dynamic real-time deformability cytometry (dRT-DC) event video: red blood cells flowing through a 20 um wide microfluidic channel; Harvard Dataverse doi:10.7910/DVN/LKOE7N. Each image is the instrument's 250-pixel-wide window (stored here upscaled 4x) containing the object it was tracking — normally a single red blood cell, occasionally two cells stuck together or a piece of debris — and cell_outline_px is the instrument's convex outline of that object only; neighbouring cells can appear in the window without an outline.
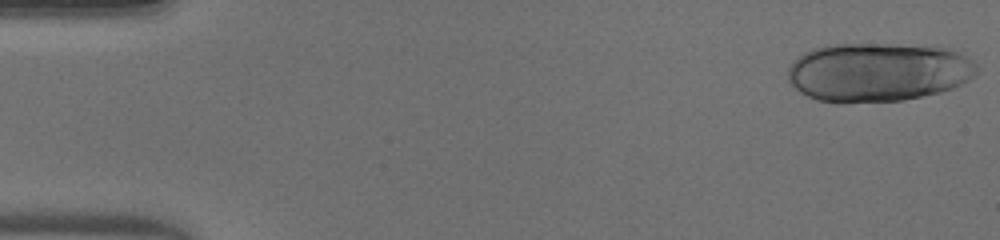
{"species": "human", "species_latin": "Homo sapiens", "temperature_condition": "warm", "stored_images_in_passage": 48, "camera_frame_rate_fps": 3000, "um_per_image_px": 0.085, "donor": {"sex": "male"}, "frame": {"image": 1, "passage_image": 1, "time_ms": 0.0, "image_size_px": [1000, 240], "cell_outline_px": [[976, 76], [952, 88], [940, 92], [904, 100], [836, 104], [816, 100], [800, 92], [788, 80], [788, 68], [804, 52], [812, 48], [828, 44], [888, 44], [944, 48], [956, 52], [964, 56], [976, 64]], "centroid_in_image_um": [74.58, 6.15], "position_along_channel_um": 10.4, "area_um2": 64.91}}
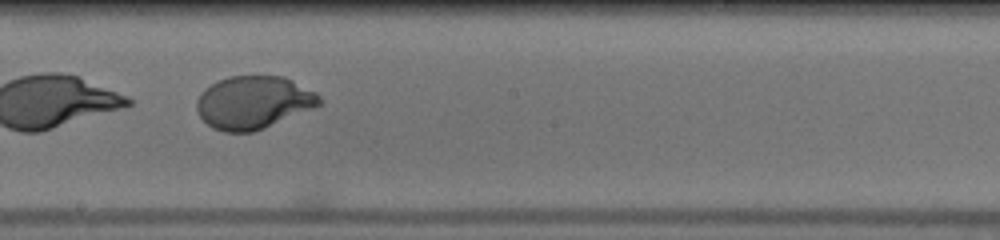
{"frame": {"image": 2, "passage_image": 28, "time_ms": 9.0, "image_size_px": [1000, 240], "cell_outline_px": [[324, 100], [320, 104], [312, 108], [264, 128], [252, 132], [224, 132], [212, 128], [196, 112], [196, 100], [200, 92], [204, 88], [216, 80], [228, 76], [284, 76], [316, 92]], "centroid_in_image_um": [21.51, 8.69], "position_along_channel_um": 226.7, "area_um2": 37.97}}
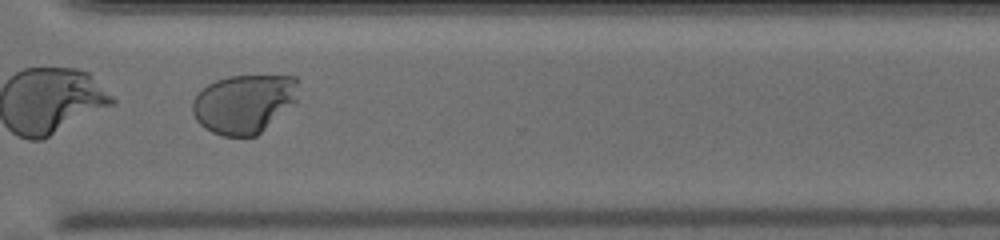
{"frame": {"image": 3, "passage_image": 37, "time_ms": 12.0, "image_size_px": [1000, 240], "cell_outline_px": [[296, 100], [256, 136], [224, 136], [212, 132], [204, 128], [196, 120], [192, 112], [192, 100], [208, 84], [216, 80], [228, 76], [296, 76]], "centroid_in_image_um": [20.68, 8.81], "position_along_channel_um": 349.9, "area_um2": 35.72}, "authors_computed_cell_mechanics": {"area_um2": 41.7894, "velocity_mm_per_s": 4.1046, "shape_relaxation_time_tau1_ms": 4.168, "shape_relaxation_time_tau2_ms": null, "deformation_change_tau1": 0.2562, "deformation_change_tau2": null}}